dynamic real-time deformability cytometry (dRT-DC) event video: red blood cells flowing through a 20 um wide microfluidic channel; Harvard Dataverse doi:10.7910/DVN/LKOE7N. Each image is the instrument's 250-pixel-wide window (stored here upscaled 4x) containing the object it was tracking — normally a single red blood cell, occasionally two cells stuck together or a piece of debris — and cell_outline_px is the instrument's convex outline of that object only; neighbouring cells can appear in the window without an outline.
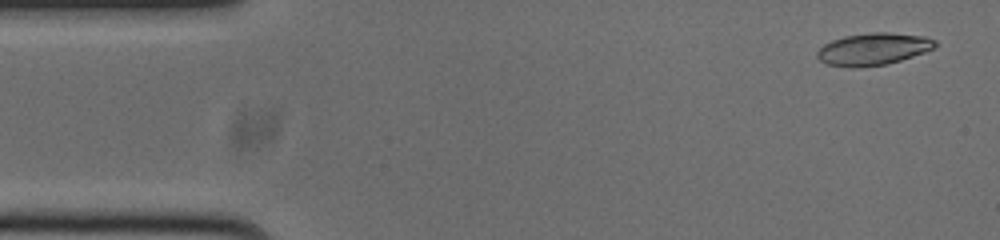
{"species": "common noctule bat (a hibernating species)", "species_latin": "Nyctalus noctula", "temperature_condition": "cold", "stored_images_in_passage": 52, "camera_frame_rate_fps": 3000, "um_per_image_px": 0.085, "animal": {"sex": "male", "body_mass_g": 20.0, "forearm_length_mm": 53.3}, "frame": {"image": 1, "passage_image": 2, "time_ms": 0.333, "image_size_px": [1000, 240], "cell_outline_px": [[936, 44], [932, 48], [924, 52], [900, 60], [884, 64], [852, 68], [828, 64], [820, 60], [816, 56], [816, 52], [824, 44], [832, 40], [844, 36], [872, 32], [888, 32], [928, 36], [936, 40]], "centroid_in_image_um": [74.22, 4.15], "position_along_channel_um": 10.8, "area_um2": 21.96}}
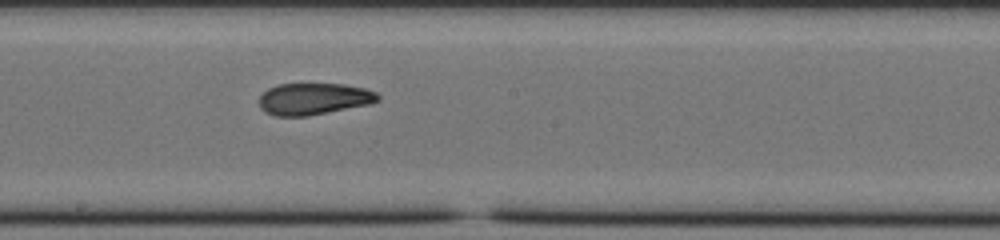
{"frame": {"image": 2, "passage_image": 27, "time_ms": 8.667, "image_size_px": [1000, 240], "cell_outline_px": [[380, 100], [368, 104], [308, 116], [276, 116], [264, 112], [260, 108], [260, 96], [268, 88], [276, 84], [344, 84], [368, 88], [376, 92], [380, 96]], "centroid_in_image_um": [26.67, 8.4], "position_along_channel_um": 221.5, "area_um2": 22.02}}
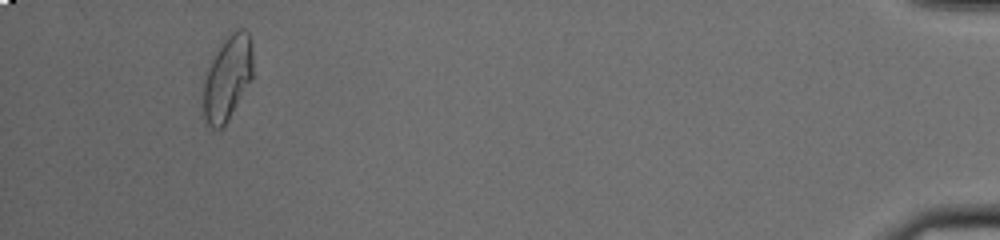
{"frame": {"image": 3, "passage_image": 49, "time_ms": 16.0, "image_size_px": [1000, 240], "cell_outline_px": [[252, 80], [228, 120], [220, 128], [212, 128], [208, 124], [204, 116], [204, 80], [208, 68], [212, 60], [224, 40], [236, 28], [244, 28], [248, 32], [252, 40]], "centroid_in_image_um": [19.37, 6.6], "position_along_channel_um": 415.8, "area_um2": 24.22}, "authors_computed_cell_mechanics": {"area_um2": 22.8021, "velocity_mm_per_s": 3.7624, "shape_relaxation_time_tau1_ms": 9.219, "shape_relaxation_time_tau2_ms": 2.1222, "deformation_change_tau1": 0.227, "deformation_change_tau2": 0.0798}}